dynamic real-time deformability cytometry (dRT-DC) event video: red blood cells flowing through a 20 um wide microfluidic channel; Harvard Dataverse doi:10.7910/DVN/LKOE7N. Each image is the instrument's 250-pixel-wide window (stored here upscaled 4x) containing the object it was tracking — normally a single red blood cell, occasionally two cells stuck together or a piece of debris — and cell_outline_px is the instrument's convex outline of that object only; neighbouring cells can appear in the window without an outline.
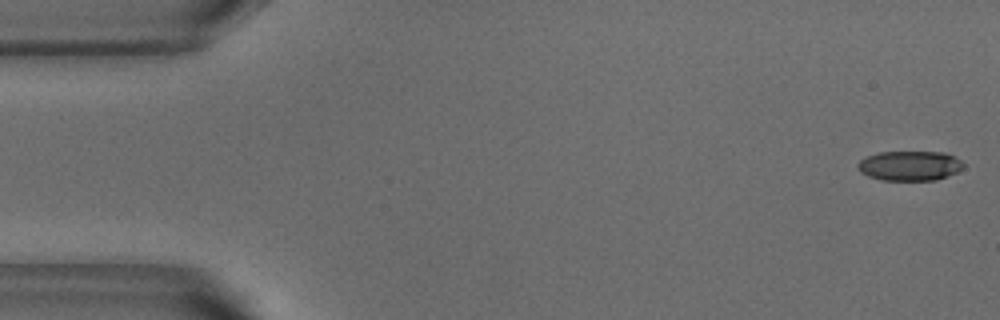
{"species": "common noctule bat (a hibernating species)", "species_latin": "Nyctalus noctula", "temperature_condition": "warm", "stored_images_in_passage": 47, "camera_frame_rate_fps": 3000, "um_per_image_px": 0.085, "animal": {"sex": "male", "body_mass_g": 18.8}, "frame": {"image": 1, "passage_image": 1, "time_ms": 0.0, "image_size_px": [1000, 320], "cell_outline_px": [[964, 168], [956, 172], [936, 180], [880, 180], [868, 176], [860, 172], [856, 168], [856, 164], [860, 160], [868, 156], [880, 152], [944, 152], [960, 160], [964, 164]], "centroid_in_image_um": [77.29, 14.09], "position_along_channel_um": 7.7, "area_um2": 18.32}}
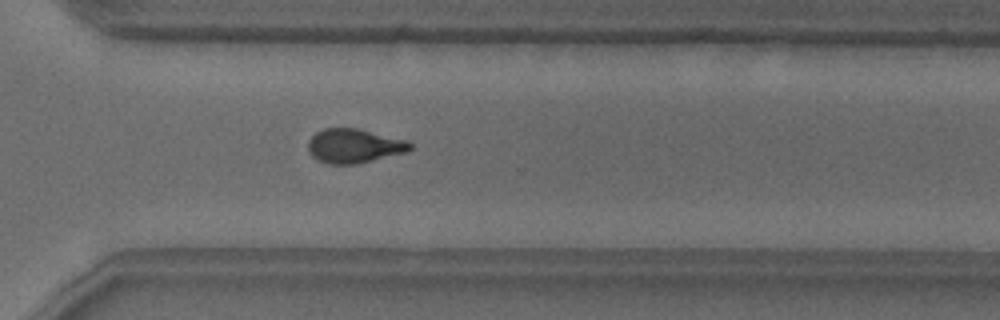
{"frame": {"image": 2, "passage_image": 37, "time_ms": 12.0, "image_size_px": [1000, 320], "cell_outline_px": [[412, 148], [404, 152], [356, 164], [328, 164], [316, 160], [308, 152], [308, 140], [316, 132], [324, 128], [356, 128], [404, 140], [412, 144]], "centroid_in_image_um": [30.02, 12.41], "position_along_channel_um": 340.6, "area_um2": 20.06}}
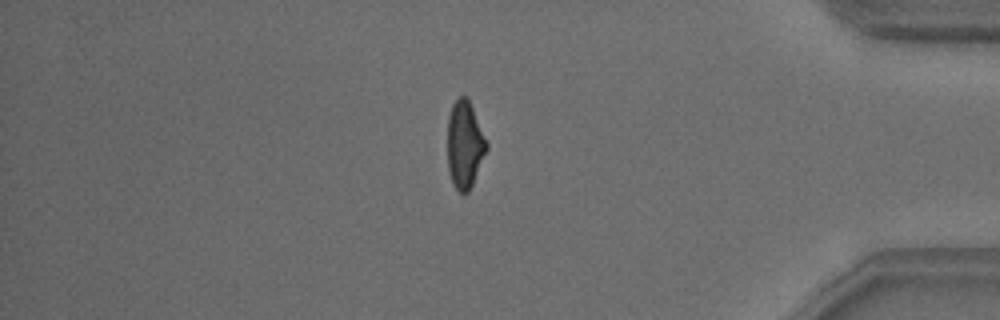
{"frame": {"image": 3, "passage_image": 44, "time_ms": 14.333, "image_size_px": [1000, 320], "cell_outline_px": [[488, 148], [472, 184], [468, 192], [464, 196], [452, 184], [448, 168], [448, 116], [452, 104], [460, 96], [464, 96], [468, 100], [472, 108], [488, 144]], "centroid_in_image_um": [39.49, 12.33], "position_along_channel_um": 395.7, "area_um2": 19.65}, "authors_computed_cell_mechanics": {"area_um2": 20.3456, "velocity_mm_per_s": 3.8228, "shape_relaxation_time_tau1_ms": 5.9835, "shape_relaxation_time_tau2_ms": 1.9422, "deformation_change_tau1": 0.1844, "deformation_change_tau2": 0.0893}}